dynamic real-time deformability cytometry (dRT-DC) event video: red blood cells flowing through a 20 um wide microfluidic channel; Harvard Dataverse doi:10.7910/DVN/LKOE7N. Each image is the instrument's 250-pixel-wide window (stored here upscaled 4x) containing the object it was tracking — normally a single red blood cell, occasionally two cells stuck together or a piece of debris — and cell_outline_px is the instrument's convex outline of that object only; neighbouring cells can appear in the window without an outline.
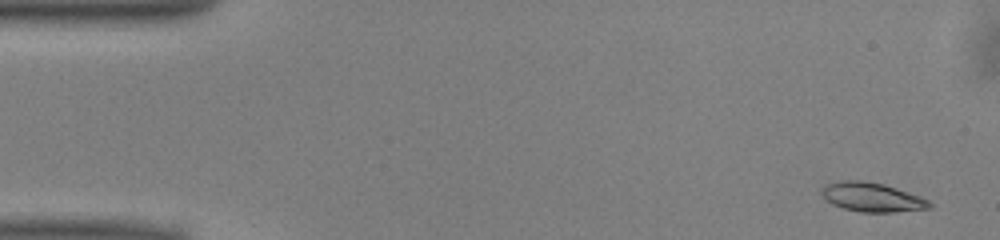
{"species": "common noctule bat (a hibernating species)", "species_latin": "Nyctalus noctula", "temperature_condition": "warm", "stored_images_in_passage": 51, "camera_frame_rate_fps": 3000, "um_per_image_px": 0.085, "animal": {"sex": "male", "body_mass_g": 13.0, "forearm_length_mm": 53.1}, "frame": {"image": 1, "passage_image": 3, "time_ms": 0.667, "image_size_px": [1000, 240], "cell_outline_px": [[932, 208], [896, 212], [860, 212], [844, 208], [832, 204], [820, 192], [820, 188], [824, 184], [840, 180], [860, 180], [884, 184], [920, 196], [928, 200], [932, 204]], "centroid_in_image_um": [74.11, 16.75], "position_along_channel_um": 10.9, "area_um2": 18.38}}
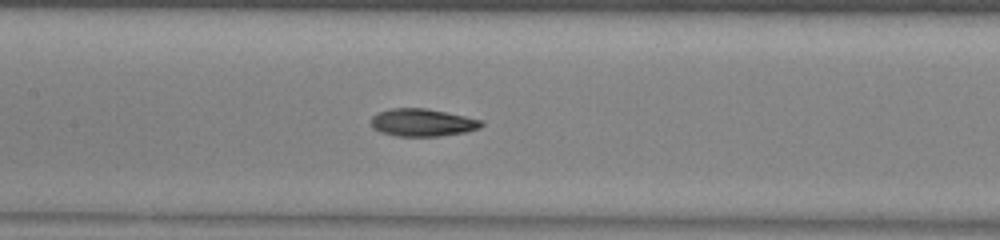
{"frame": {"image": 2, "passage_image": 24, "time_ms": 7.667, "image_size_px": [1000, 240], "cell_outline_px": [[484, 124], [480, 128], [464, 132], [440, 136], [396, 136], [380, 132], [372, 128], [372, 116], [380, 112], [392, 108], [424, 108], [484, 120]], "centroid_in_image_um": [35.92, 10.42], "position_along_channel_um": 171.5, "area_um2": 17.63}}
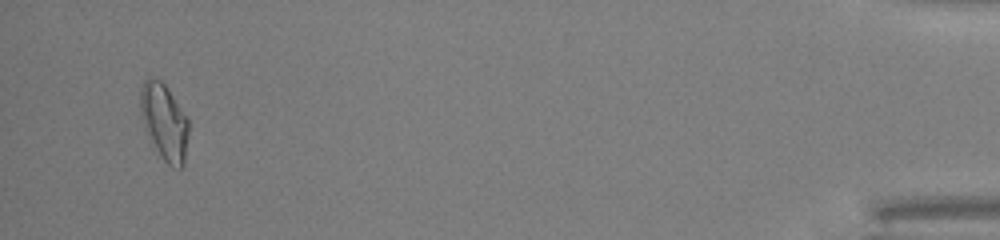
{"frame": {"image": 3, "passage_image": 49, "time_ms": 16.0, "image_size_px": [1000, 240], "cell_outline_px": [[188, 132], [184, 164], [180, 168], [176, 168], [168, 164], [164, 160], [156, 148], [144, 128], [140, 112], [140, 88], [144, 80], [148, 76], [156, 76], [168, 88], [188, 120]], "centroid_in_image_um": [13.94, 10.3], "position_along_channel_um": 421.3, "area_um2": 21.33}, "authors_computed_cell_mechanics": {"area_um2": 18.0914, "velocity_mm_per_s": 4.0411, "shape_relaxation_time_tau1_ms": 4.1354, "shape_relaxation_time_tau2_ms": 3.0683, "deformation_change_tau1": 0.1553, "deformation_change_tau2": 0.0978}}